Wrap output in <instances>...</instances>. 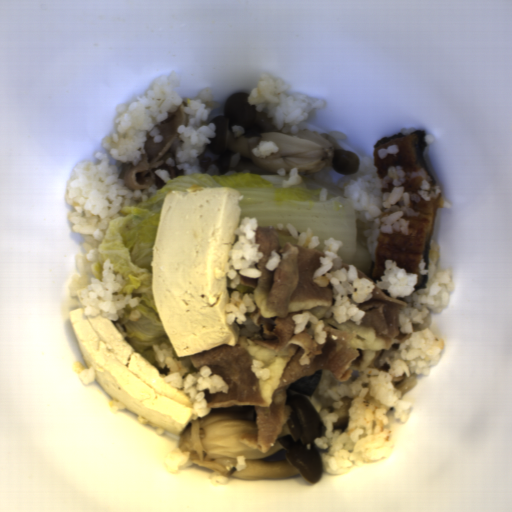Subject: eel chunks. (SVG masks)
I'll return each instance as SVG.
<instances>
[{"instance_id":"4dd315ae","label":"eel chunks","mask_w":512,"mask_h":512,"mask_svg":"<svg viewBox=\"0 0 512 512\" xmlns=\"http://www.w3.org/2000/svg\"><path fill=\"white\" fill-rule=\"evenodd\" d=\"M442 194L438 198L426 200L423 197L419 202L410 201L409 207L413 212H420L417 216L406 213L401 217L409 221L408 235L402 231L383 233L381 230L376 238L375 264L372 270V279L381 282L385 271V260L393 259L397 267L405 268L406 272L417 275V284L414 291L424 285L428 275L420 273L419 261L424 259V270H429L431 240L436 225L437 215Z\"/></svg>"},{"instance_id":"57646c5b","label":"eel chunks","mask_w":512,"mask_h":512,"mask_svg":"<svg viewBox=\"0 0 512 512\" xmlns=\"http://www.w3.org/2000/svg\"><path fill=\"white\" fill-rule=\"evenodd\" d=\"M426 130L416 129L411 134H404L399 132L393 136H383L375 142L373 146L374 165L377 168V176L383 179L388 174L390 166L401 165L405 172H418L420 168H424L427 175L430 176L431 181H428L432 187L438 184L425 156L424 152L427 147L425 141ZM393 144L399 145V153L397 155H388L383 160H380L377 155V150L381 148H388Z\"/></svg>"},{"instance_id":"5b157139","label":"eel chunks","mask_w":512,"mask_h":512,"mask_svg":"<svg viewBox=\"0 0 512 512\" xmlns=\"http://www.w3.org/2000/svg\"><path fill=\"white\" fill-rule=\"evenodd\" d=\"M404 179L405 182L401 186H404L405 193L410 192V194H417L419 190H421V182L423 180L421 176L416 177L414 181L407 176Z\"/></svg>"}]
</instances>
